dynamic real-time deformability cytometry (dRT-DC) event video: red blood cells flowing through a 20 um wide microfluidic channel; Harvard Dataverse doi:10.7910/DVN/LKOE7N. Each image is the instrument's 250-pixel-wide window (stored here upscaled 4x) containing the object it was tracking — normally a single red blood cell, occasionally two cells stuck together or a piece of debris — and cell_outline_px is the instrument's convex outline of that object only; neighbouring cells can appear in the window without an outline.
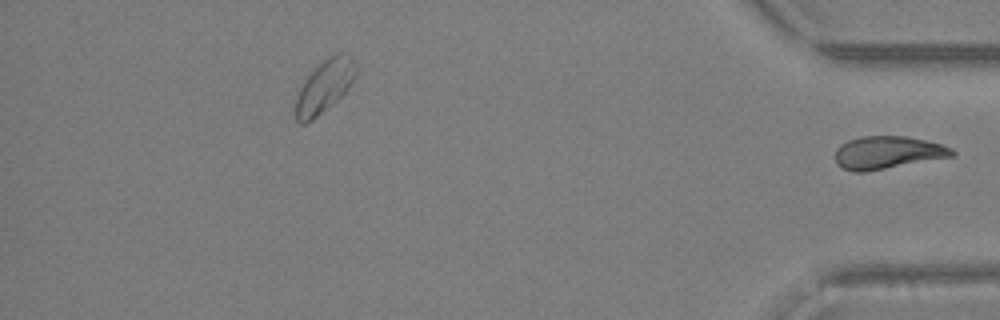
{"species": "Egyptian fruit bat (a non-hibernating species)", "species_latin": "Rousettus aegyptiacus", "temperature_condition": "warm", "stored_images_in_passage": 29, "segment_of_instrument_passage": [2, 2], "camera_frame_rate_fps": 3000, "um_per_image_px": 0.085, "animal": {"sex": "female"}, "frame": {"image": 1, "passage_image": 29, "time_ms": 9.333, "image_size_px": [1000, 320], "cell_outline_px": [[956, 152], [952, 156], [864, 172], [852, 172], [836, 164], [836, 148], [840, 144], [848, 140], [860, 136], [904, 136], [924, 140], [940, 144], [952, 148]], "centroid_in_image_um": [75.4, 12.96], "position_along_channel_um": 359.8, "area_um2": 22.08}}